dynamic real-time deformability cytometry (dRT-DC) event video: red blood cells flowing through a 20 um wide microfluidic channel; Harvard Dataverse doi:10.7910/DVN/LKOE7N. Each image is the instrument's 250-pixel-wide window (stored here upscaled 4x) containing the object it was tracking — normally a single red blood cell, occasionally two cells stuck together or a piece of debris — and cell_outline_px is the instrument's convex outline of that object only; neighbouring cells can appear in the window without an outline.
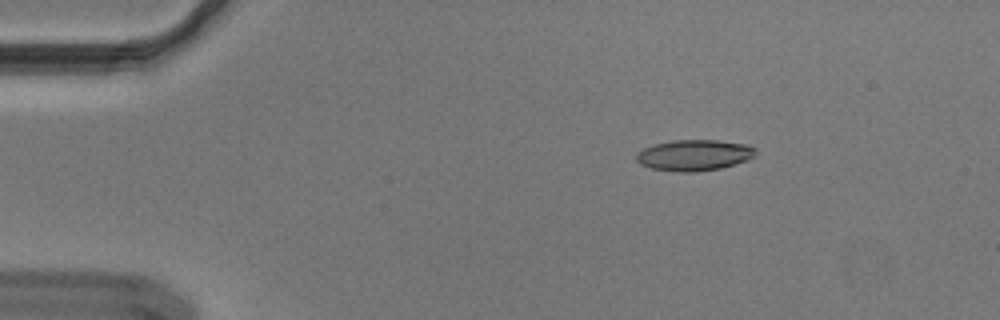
{"species": "Egyptian fruit bat (a non-hibernating species)", "species_latin": "Rousettus aegyptiacus", "temperature_condition": "cold", "stored_images_in_passage": 47, "camera_frame_rate_fps": 3000, "um_per_image_px": 0.085, "animal": {"sex": "male"}, "frame": {"image": 1, "passage_image": 1, "time_ms": 0.0, "image_size_px": [1000, 320], "cell_outline_px": [[756, 156], [748, 160], [736, 164], [720, 168], [696, 172], [676, 172], [652, 168], [640, 164], [636, 160], [636, 152], [652, 144], [672, 140], [716, 140], [748, 144], [756, 148]], "centroid_in_image_um": [59.02, 13.18], "position_along_channel_um": 26.0, "area_um2": 21.85}}
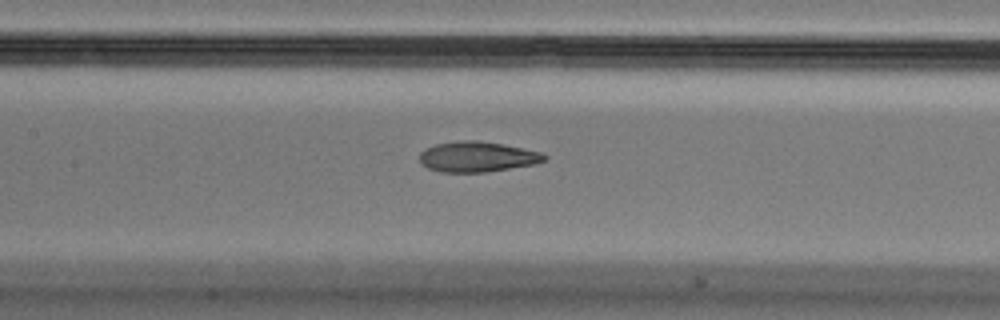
{"frame": {"image": 2, "passage_image": 18, "time_ms": 5.667, "image_size_px": [1000, 320], "cell_outline_px": [[548, 160], [536, 164], [488, 172], [440, 172], [428, 168], [420, 164], [420, 152], [424, 148], [436, 144], [460, 140], [476, 140], [504, 144], [544, 152], [548, 156]], "centroid_in_image_um": [40.61, 13.32], "position_along_channel_um": 166.8, "area_um2": 22.54}}
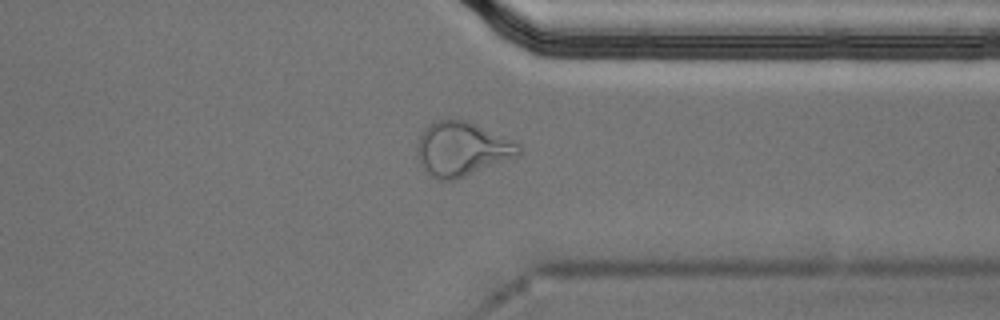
{"frame": {"image": 3, "passage_image": 35, "time_ms": 11.333, "image_size_px": [1000, 320], "cell_outline_px": [[520, 156], [456, 180], [440, 180], [432, 176], [420, 164], [416, 156], [416, 144], [424, 128], [432, 120], [468, 120], [520, 144]], "centroid_in_image_um": [39.25, 12.66], "position_along_channel_um": 372.2, "area_um2": 32.31}, "authors_computed_cell_mechanics": {"area_um2": 22.7732, "velocity_mm_per_s": 3.6559, "shape_relaxation_time_tau1_ms": 11.1505, "shape_relaxation_time_tau2_ms": 2.8496, "deformation_change_tau1": 0.274, "deformation_change_tau2": 0.1026}}